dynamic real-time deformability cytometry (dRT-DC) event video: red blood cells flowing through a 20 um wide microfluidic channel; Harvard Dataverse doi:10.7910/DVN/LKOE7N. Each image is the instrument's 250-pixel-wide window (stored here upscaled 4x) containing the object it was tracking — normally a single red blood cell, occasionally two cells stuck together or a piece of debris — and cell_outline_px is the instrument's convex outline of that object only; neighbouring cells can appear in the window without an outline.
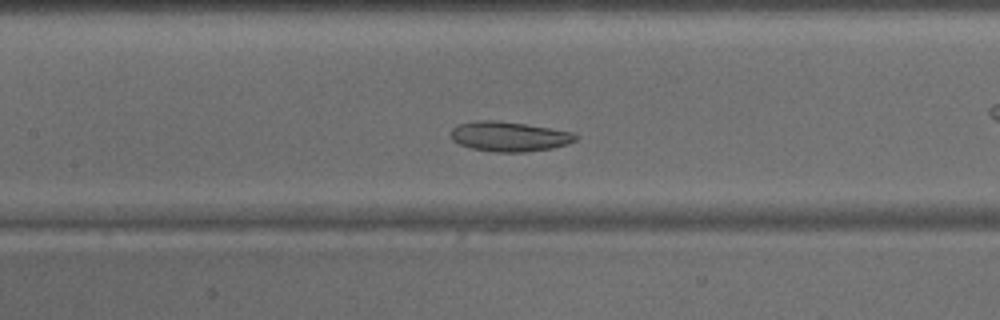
{"species": "common noctule bat (a hibernating species)", "species_latin": "Nyctalus noctula", "temperature_condition": "warm", "stored_images_in_passage": 49, "camera_frame_rate_fps": 3000, "um_per_image_px": 0.085, "animal": {"sex": "male", "body_mass_g": 15.6}, "frame": {"image": 1, "passage_image": 22, "time_ms": 7.0, "image_size_px": [1000, 320], "cell_outline_px": [[580, 136], [576, 140], [568, 144], [552, 148], [524, 152], [496, 152], [472, 148], [460, 144], [452, 140], [452, 128], [456, 124], [476, 120], [492, 120], [524, 124], [572, 132]], "centroid_in_image_um": [43.28, 11.6], "position_along_channel_um": 164.1, "area_um2": 21.56}}
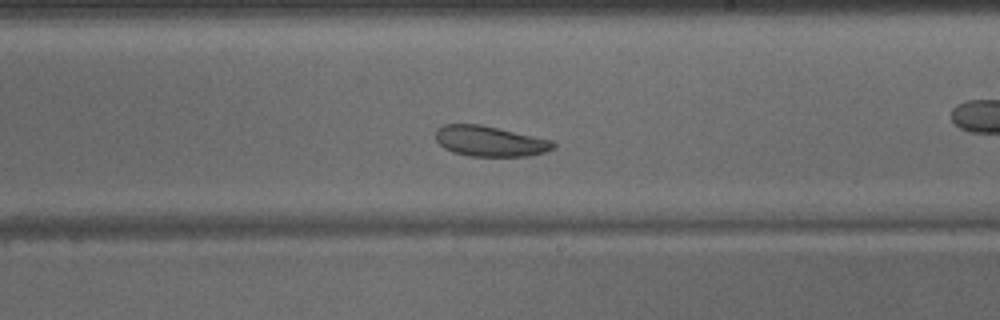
{"frame": {"image": 2, "passage_image": 28, "time_ms": 9.0, "image_size_px": [1000, 320], "cell_outline_px": [[556, 144], [552, 148], [544, 152], [528, 156], [468, 156], [452, 152], [444, 148], [436, 140], [436, 128], [444, 124], [480, 124], [552, 140]], "centroid_in_image_um": [41.6, 12.0], "position_along_channel_um": 247.4, "area_um2": 20.81}}